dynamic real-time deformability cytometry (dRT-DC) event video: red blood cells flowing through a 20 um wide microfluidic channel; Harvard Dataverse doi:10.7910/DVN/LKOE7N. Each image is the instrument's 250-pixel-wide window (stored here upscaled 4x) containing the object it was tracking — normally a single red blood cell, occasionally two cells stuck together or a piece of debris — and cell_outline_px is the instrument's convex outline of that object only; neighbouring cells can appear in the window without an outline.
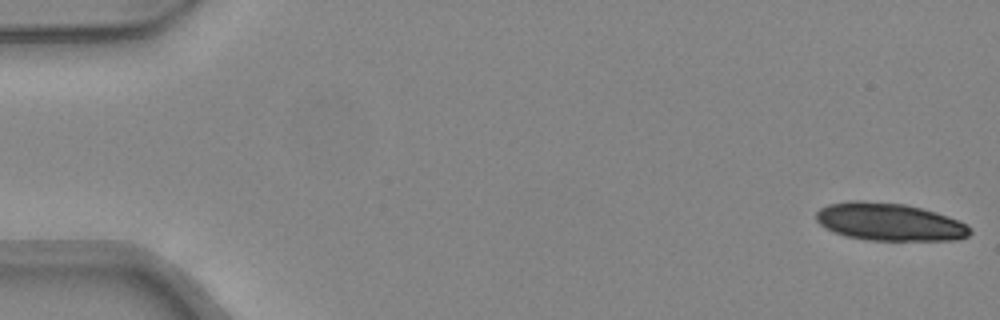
{"species": "common noctule bat (a hibernating species)", "species_latin": "Nyctalus noctula", "temperature_condition": "warm", "stored_images_in_passage": 19, "camera_frame_rate_fps": 3000, "um_per_image_px": 0.085, "animal": {"sex": "female", "body_mass_g": 24.6, "forearm_length_mm": 56.2}, "frame": {"image": 1, "passage_image": 1, "time_ms": 0.0, "image_size_px": [1000, 320], "cell_outline_px": [[972, 232], [968, 236], [960, 240], [868, 240], [844, 236], [820, 224], [816, 220], [816, 212], [820, 208], [828, 204], [848, 200], [860, 200], [904, 204], [936, 212], [960, 220], [968, 224], [972, 228]], "centroid_in_image_um": [75.64, 18.86], "position_along_channel_um": 9.4, "area_um2": 33.99}}